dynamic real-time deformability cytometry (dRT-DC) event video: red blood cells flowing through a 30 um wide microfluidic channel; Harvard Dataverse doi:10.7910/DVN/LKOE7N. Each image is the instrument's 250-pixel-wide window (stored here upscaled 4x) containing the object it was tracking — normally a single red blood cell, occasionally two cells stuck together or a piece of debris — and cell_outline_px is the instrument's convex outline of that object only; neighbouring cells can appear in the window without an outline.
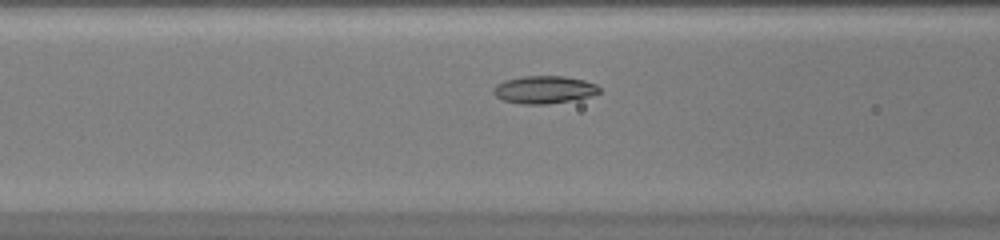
{"species": "common noctule bat (a hibernating species)", "species_latin": "Nyctalus noctula", "temperature_condition": "warm", "stored_images_in_passage": 37, "camera_frame_rate_fps": 3000, "um_per_image_px": 0.085, "animal": {"sex": "female", "body_mass_g": 20.0, "forearm_length_mm": 54.0}, "frame": {"image": 1, "passage_image": 10, "time_ms": 3.0, "image_size_px": [1000, 240], "cell_outline_px": [[600, 92], [588, 96], [548, 104], [520, 104], [504, 100], [496, 96], [492, 92], [492, 88], [496, 84], [504, 80], [524, 76], [564, 76], [584, 80], [596, 84], [600, 88]], "centroid_in_image_um": [46.2, 7.61], "position_along_channel_um": 120.4, "area_um2": 16.94}}
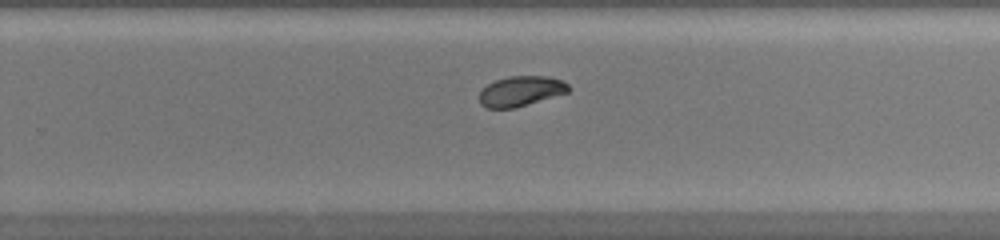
{"frame": {"image": 2, "passage_image": 21, "time_ms": 6.667, "image_size_px": [1000, 240], "cell_outline_px": [[568, 92], [512, 108], [488, 108], [480, 104], [480, 92], [488, 84], [496, 80], [508, 76], [548, 76], [560, 80], [568, 84]], "centroid_in_image_um": [44.24, 7.73], "position_along_channel_um": 285.6, "area_um2": 15.26}}
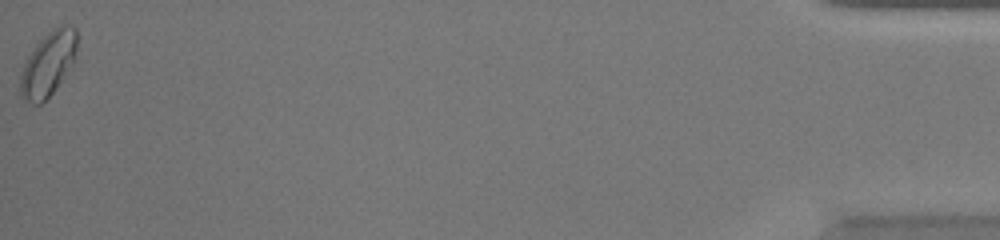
{"frame": {"image": 3, "passage_image": 37, "time_ms": 12.0, "image_size_px": [1000, 240], "cell_outline_px": [[76, 48], [72, 60], [64, 76], [56, 88], [40, 104], [32, 104], [24, 100], [20, 96], [20, 76], [24, 64], [28, 56], [36, 44], [52, 28], [60, 24], [72, 24], [76, 28]], "centroid_in_image_um": [4.07, 5.41], "position_along_channel_um": 431.1, "area_um2": 20.92}}